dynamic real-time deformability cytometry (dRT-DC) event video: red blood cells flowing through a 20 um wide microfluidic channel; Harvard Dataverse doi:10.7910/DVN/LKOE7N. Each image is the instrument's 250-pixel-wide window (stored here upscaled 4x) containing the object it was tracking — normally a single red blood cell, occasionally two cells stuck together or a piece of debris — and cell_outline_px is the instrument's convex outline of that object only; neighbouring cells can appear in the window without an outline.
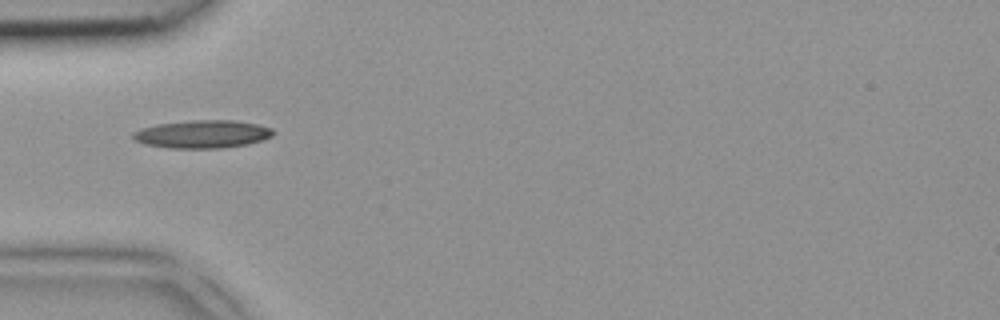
{"species": "common noctule bat (a hibernating species)", "species_latin": "Nyctalus noctula", "temperature_condition": "room temperature", "stored_images_in_passage": 3, "camera_frame_rate_fps": 3000, "um_per_image_px": 0.085, "animal": {"sex": "female", "body_mass_g": 18.4}, "frame": {"image": 1, "passage_image": 1, "time_ms": 0.0, "image_size_px": [1000, 320], "cell_outline_px": [[276, 132], [272, 136], [248, 144], [220, 148], [168, 148], [144, 144], [136, 140], [132, 136], [132, 132], [140, 128], [156, 124], [192, 120], [232, 120], [256, 124], [272, 128]], "centroid_in_image_um": [17.18, 11.4], "position_along_channel_um": 67.8, "area_um2": 22.83}}